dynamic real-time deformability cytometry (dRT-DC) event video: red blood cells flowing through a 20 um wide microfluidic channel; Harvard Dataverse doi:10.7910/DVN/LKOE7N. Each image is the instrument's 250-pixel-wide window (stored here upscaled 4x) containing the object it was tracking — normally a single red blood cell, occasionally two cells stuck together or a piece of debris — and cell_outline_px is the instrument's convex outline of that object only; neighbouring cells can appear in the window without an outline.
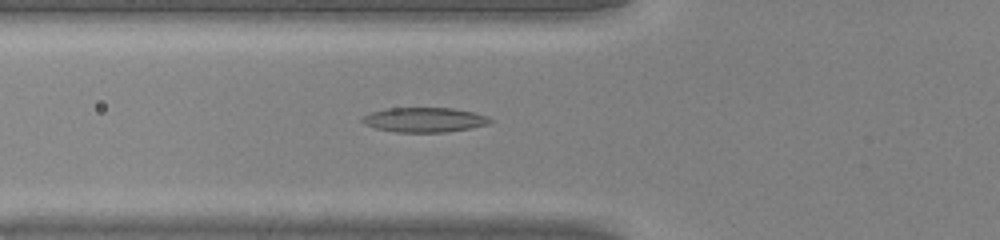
{"species": "common noctule bat (a hibernating species)", "species_latin": "Nyctalus noctula", "temperature_condition": "warm", "stored_images_in_passage": 44, "camera_frame_rate_fps": 3000, "um_per_image_px": 0.085, "animal": {"sex": "male", "body_mass_g": 20.0, "forearm_length_mm": 53.3}, "frame": {"image": 1, "passage_image": 16, "time_ms": 5.0, "image_size_px": [1000, 240], "cell_outline_px": [[492, 120], [488, 124], [468, 128], [444, 132], [396, 132], [376, 128], [364, 124], [360, 120], [364, 116], [372, 112], [384, 108], [452, 108], [472, 112], [488, 116]], "centroid_in_image_um": [36.04, 10.18], "position_along_channel_um": 89.8, "area_um2": 18.21}}
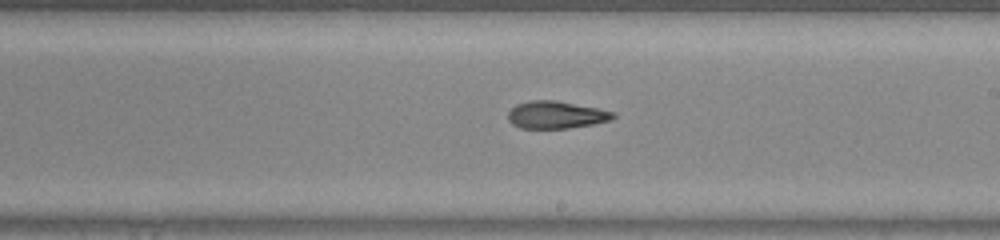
{"frame": {"image": 2, "passage_image": 26, "time_ms": 8.333, "image_size_px": [1000, 240], "cell_outline_px": [[616, 116], [612, 120], [592, 124], [568, 128], [520, 128], [512, 124], [508, 120], [508, 112], [516, 104], [532, 100], [556, 100], [600, 108], [616, 112]], "centroid_in_image_um": [47.3, 9.75], "position_along_channel_um": 241.7, "area_um2": 16.94}}
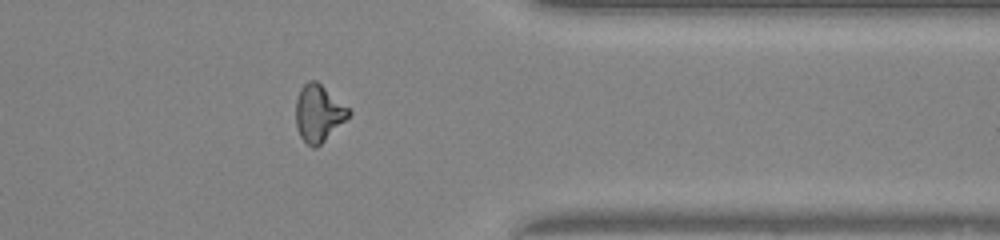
{"frame": {"image": 3, "passage_image": 36, "time_ms": 11.667, "image_size_px": [1000, 240], "cell_outline_px": [[352, 112], [316, 148], [312, 148], [300, 136], [296, 124], [296, 100], [300, 88], [308, 80], [316, 80], [348, 108]], "centroid_in_image_um": [27.04, 9.6], "position_along_channel_um": 384.4, "area_um2": 17.05}}